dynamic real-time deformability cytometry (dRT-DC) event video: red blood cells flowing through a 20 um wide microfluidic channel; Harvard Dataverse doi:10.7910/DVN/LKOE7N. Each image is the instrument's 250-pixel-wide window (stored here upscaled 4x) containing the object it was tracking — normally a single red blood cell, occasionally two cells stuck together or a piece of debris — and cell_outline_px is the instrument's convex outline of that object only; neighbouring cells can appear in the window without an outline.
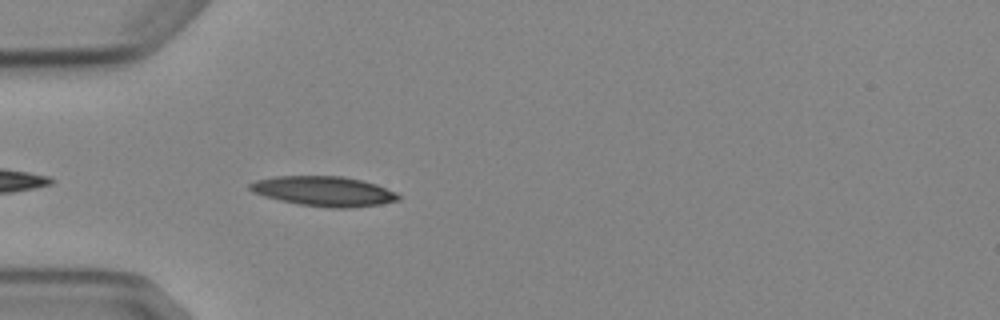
{"species": "Egyptian fruit bat (a non-hibernating species)", "species_latin": "Rousettus aegyptiacus", "temperature_condition": "cold", "stored_images_in_passage": 5, "camera_frame_rate_fps": 3000, "um_per_image_px": 0.085, "animal": {"sex": "female"}, "frame": {"image": 1, "passage_image": 5, "time_ms": 4.667, "image_size_px": [1000, 320], "cell_outline_px": [[400, 200], [380, 204], [352, 208], [328, 208], [300, 204], [280, 200], [264, 196], [252, 192], [248, 188], [248, 184], [256, 180], [276, 176], [344, 176], [376, 184], [396, 192], [400, 196]], "centroid_in_image_um": [27.53, 16.26], "position_along_channel_um": 57.5, "area_um2": 25.89}}